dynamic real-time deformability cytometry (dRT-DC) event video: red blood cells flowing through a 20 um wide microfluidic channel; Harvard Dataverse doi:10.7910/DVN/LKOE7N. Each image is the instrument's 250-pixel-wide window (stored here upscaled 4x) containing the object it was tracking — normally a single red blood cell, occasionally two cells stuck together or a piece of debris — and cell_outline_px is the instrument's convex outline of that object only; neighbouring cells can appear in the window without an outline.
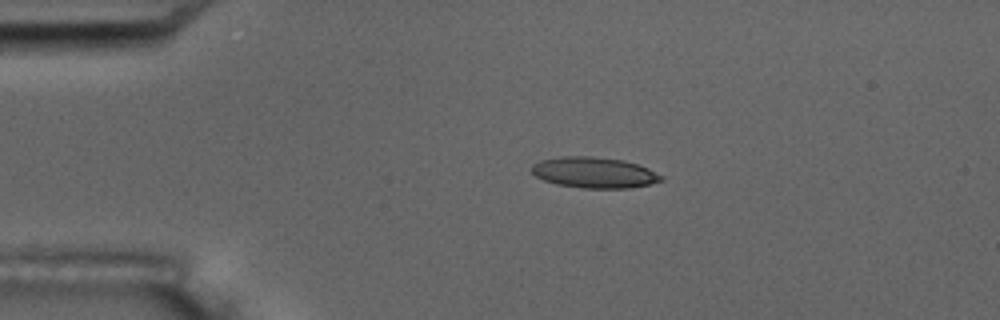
{"species": "common noctule bat (a hibernating species)", "species_latin": "Nyctalus noctula", "temperature_condition": "room temperature", "stored_images_in_passage": 6, "camera_frame_rate_fps": 3000, "um_per_image_px": 0.085, "animal": {"sex": "male", "body_mass_g": 17.5, "forearm_length_mm": 52.3}, "frame": {"image": 1, "passage_image": 2, "time_ms": 1.333, "image_size_px": [1000, 320], "cell_outline_px": [[664, 180], [648, 184], [628, 188], [584, 188], [556, 184], [544, 180], [536, 176], [532, 172], [532, 164], [540, 160], [560, 156], [592, 156], [620, 160], [636, 164], [648, 168], [664, 176]], "centroid_in_image_um": [50.49, 14.66], "position_along_channel_um": 34.5, "area_um2": 23.18}}